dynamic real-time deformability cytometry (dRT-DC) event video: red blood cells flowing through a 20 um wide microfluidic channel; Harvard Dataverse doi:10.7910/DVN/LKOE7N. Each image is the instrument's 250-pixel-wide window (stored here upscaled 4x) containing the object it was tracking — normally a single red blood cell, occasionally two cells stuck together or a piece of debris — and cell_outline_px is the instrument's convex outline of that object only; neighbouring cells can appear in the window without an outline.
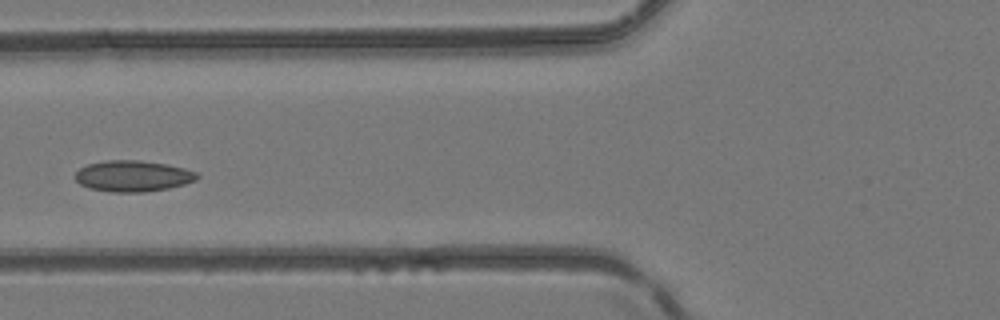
{"species": "common noctule bat (a hibernating species)", "species_latin": "Nyctalus noctula", "temperature_condition": "room temperature", "stored_images_in_passage": 4, "camera_frame_rate_fps": 3000, "um_per_image_px": 0.085, "animal": {"sex": "female", "body_mass_g": 24.6, "forearm_length_mm": 56.2}, "frame": {"image": 1, "passage_image": 4, "time_ms": 1.0, "image_size_px": [1000, 320], "cell_outline_px": [[200, 176], [196, 180], [184, 184], [168, 188], [144, 192], [112, 192], [88, 188], [80, 184], [76, 180], [76, 172], [80, 168], [88, 164], [104, 160], [140, 160], [168, 164], [184, 168], [196, 172]], "centroid_in_image_um": [11.3, 14.96], "position_along_channel_um": 114.5, "area_um2": 22.14}}